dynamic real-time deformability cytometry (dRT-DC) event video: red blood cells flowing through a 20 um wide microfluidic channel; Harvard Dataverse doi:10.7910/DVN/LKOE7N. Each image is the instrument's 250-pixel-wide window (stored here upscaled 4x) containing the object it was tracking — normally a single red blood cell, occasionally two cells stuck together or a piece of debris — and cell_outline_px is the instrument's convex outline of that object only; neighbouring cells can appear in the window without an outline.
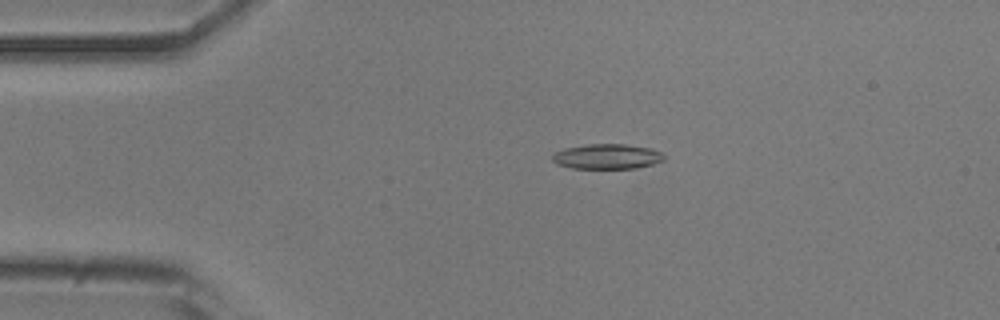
{"species": "common noctule bat (a hibernating species)", "species_latin": "Nyctalus noctula", "temperature_condition": "room temperature", "stored_images_in_passage": 46, "camera_frame_rate_fps": 3000, "um_per_image_px": 0.085, "animal": {"sex": "male", "body_mass_g": 20.5, "forearm_length_mm": 52.5}, "frame": {"image": 1, "passage_image": 5, "time_ms": 1.333, "image_size_px": [1000, 320], "cell_outline_px": [[664, 160], [652, 164], [636, 168], [572, 168], [556, 164], [552, 160], [552, 156], [556, 152], [564, 148], [588, 144], [624, 144], [652, 148], [664, 152]], "centroid_in_image_um": [51.63, 13.29], "position_along_channel_um": 33.4, "area_um2": 16.36}}
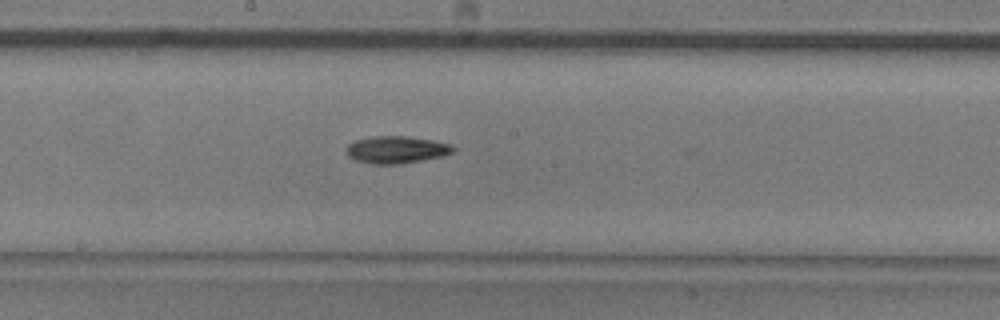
{"frame": {"image": 2, "passage_image": 22, "time_ms": 7.0, "image_size_px": [1000, 320], "cell_outline_px": [[456, 148], [452, 152], [440, 156], [400, 164], [372, 164], [356, 160], [348, 156], [348, 144], [352, 140], [372, 136], [408, 136], [432, 140], [452, 144]], "centroid_in_image_um": [33.68, 12.71], "position_along_channel_um": 214.5, "area_um2": 16.88}}
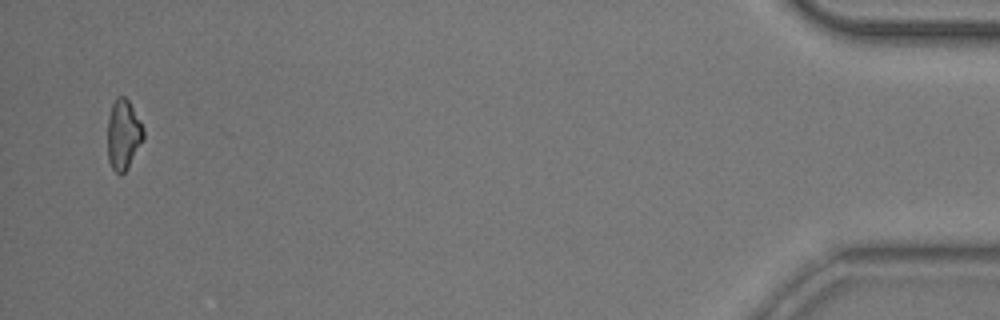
{"frame": {"image": 3, "passage_image": 45, "time_ms": 14.667, "image_size_px": [1000, 320], "cell_outline_px": [[144, 140], [128, 168], [120, 176], [112, 168], [108, 160], [108, 116], [112, 104], [116, 96], [124, 96], [128, 100], [140, 120], [144, 128]], "centroid_in_image_um": [10.49, 11.45], "position_along_channel_um": 424.7, "area_um2": 14.85}, "authors_computed_cell_mechanics": {"area_um2": 16.0684, "velocity_mm_per_s": 3.8947, "shape_relaxation_time_tau1_ms": 9.1364, "shape_relaxation_time_tau2_ms": null, "deformation_change_tau1": 0.1784, "deformation_change_tau2": null}}